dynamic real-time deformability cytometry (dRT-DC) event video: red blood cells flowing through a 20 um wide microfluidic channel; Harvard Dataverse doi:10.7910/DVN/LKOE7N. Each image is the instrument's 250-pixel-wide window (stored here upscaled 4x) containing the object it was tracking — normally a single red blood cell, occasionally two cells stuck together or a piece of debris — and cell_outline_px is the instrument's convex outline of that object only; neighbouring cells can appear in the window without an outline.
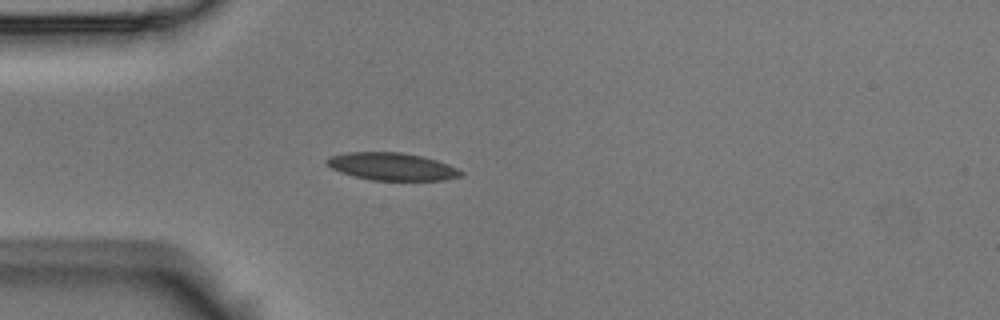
{"species": "Egyptian fruit bat (a non-hibernating species)", "species_latin": "Rousettus aegyptiacus", "temperature_condition": "room temperature", "stored_images_in_passage": 4, "camera_frame_rate_fps": 3000, "um_per_image_px": 0.085, "animal": {"sex": "male"}, "frame": {"image": 1, "passage_image": 4, "time_ms": 1.0, "image_size_px": [1000, 320], "cell_outline_px": [[464, 176], [444, 180], [372, 180], [340, 172], [324, 164], [324, 160], [328, 156], [348, 152], [400, 152], [424, 156], [448, 164], [464, 172]], "centroid_in_image_um": [33.31, 14.15], "position_along_channel_um": 51.7, "area_um2": 21.68}}